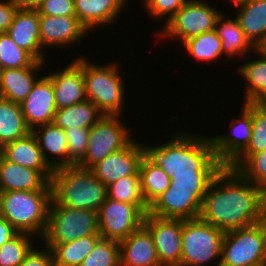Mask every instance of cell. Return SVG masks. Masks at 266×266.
<instances>
[{"label":"cell","instance_id":"cell-1","mask_svg":"<svg viewBox=\"0 0 266 266\" xmlns=\"http://www.w3.org/2000/svg\"><path fill=\"white\" fill-rule=\"evenodd\" d=\"M264 190L224 166L210 183L200 218L224 233L258 223Z\"/></svg>","mask_w":266,"mask_h":266},{"label":"cell","instance_id":"cell-2","mask_svg":"<svg viewBox=\"0 0 266 266\" xmlns=\"http://www.w3.org/2000/svg\"><path fill=\"white\" fill-rule=\"evenodd\" d=\"M182 130H176L162 145L149 146L142 142L144 156L160 166L170 179L174 174L219 173L224 165L215 155L210 136Z\"/></svg>","mask_w":266,"mask_h":266},{"label":"cell","instance_id":"cell-3","mask_svg":"<svg viewBox=\"0 0 266 266\" xmlns=\"http://www.w3.org/2000/svg\"><path fill=\"white\" fill-rule=\"evenodd\" d=\"M52 198L60 205L99 212L108 197L106 185L91 169L78 165L53 170Z\"/></svg>","mask_w":266,"mask_h":266},{"label":"cell","instance_id":"cell-4","mask_svg":"<svg viewBox=\"0 0 266 266\" xmlns=\"http://www.w3.org/2000/svg\"><path fill=\"white\" fill-rule=\"evenodd\" d=\"M51 201L52 190L2 191L0 216L18 232L42 238Z\"/></svg>","mask_w":266,"mask_h":266},{"label":"cell","instance_id":"cell-5","mask_svg":"<svg viewBox=\"0 0 266 266\" xmlns=\"http://www.w3.org/2000/svg\"><path fill=\"white\" fill-rule=\"evenodd\" d=\"M108 64H93L86 55H82L86 98L104 115H122L127 97L126 83L122 78L118 62Z\"/></svg>","mask_w":266,"mask_h":266},{"label":"cell","instance_id":"cell-6","mask_svg":"<svg viewBox=\"0 0 266 266\" xmlns=\"http://www.w3.org/2000/svg\"><path fill=\"white\" fill-rule=\"evenodd\" d=\"M99 233L98 212L60 206L53 198L42 242L52 250L56 245Z\"/></svg>","mask_w":266,"mask_h":266},{"label":"cell","instance_id":"cell-7","mask_svg":"<svg viewBox=\"0 0 266 266\" xmlns=\"http://www.w3.org/2000/svg\"><path fill=\"white\" fill-rule=\"evenodd\" d=\"M224 232L200 217L183 220L180 266H220Z\"/></svg>","mask_w":266,"mask_h":266},{"label":"cell","instance_id":"cell-8","mask_svg":"<svg viewBox=\"0 0 266 266\" xmlns=\"http://www.w3.org/2000/svg\"><path fill=\"white\" fill-rule=\"evenodd\" d=\"M220 266H266V236L259 222L224 233Z\"/></svg>","mask_w":266,"mask_h":266},{"label":"cell","instance_id":"cell-9","mask_svg":"<svg viewBox=\"0 0 266 266\" xmlns=\"http://www.w3.org/2000/svg\"><path fill=\"white\" fill-rule=\"evenodd\" d=\"M221 11L206 0H188L179 11L158 31L159 39L174 38L179 42L215 30ZM160 34V35H159Z\"/></svg>","mask_w":266,"mask_h":266},{"label":"cell","instance_id":"cell-10","mask_svg":"<svg viewBox=\"0 0 266 266\" xmlns=\"http://www.w3.org/2000/svg\"><path fill=\"white\" fill-rule=\"evenodd\" d=\"M122 115H103L95 123L89 133L85 157L79 167L91 169L108 155L126 147L135 137H131V129L122 123Z\"/></svg>","mask_w":266,"mask_h":266},{"label":"cell","instance_id":"cell-11","mask_svg":"<svg viewBox=\"0 0 266 266\" xmlns=\"http://www.w3.org/2000/svg\"><path fill=\"white\" fill-rule=\"evenodd\" d=\"M207 189L169 186L148 206V214L182 220L199 218Z\"/></svg>","mask_w":266,"mask_h":266},{"label":"cell","instance_id":"cell-12","mask_svg":"<svg viewBox=\"0 0 266 266\" xmlns=\"http://www.w3.org/2000/svg\"><path fill=\"white\" fill-rule=\"evenodd\" d=\"M144 217L136 204L107 197L98 212L99 233L104 239L121 241L143 225Z\"/></svg>","mask_w":266,"mask_h":266},{"label":"cell","instance_id":"cell-13","mask_svg":"<svg viewBox=\"0 0 266 266\" xmlns=\"http://www.w3.org/2000/svg\"><path fill=\"white\" fill-rule=\"evenodd\" d=\"M143 225L153 237L160 264L180 266L183 220L162 218L146 213Z\"/></svg>","mask_w":266,"mask_h":266},{"label":"cell","instance_id":"cell-14","mask_svg":"<svg viewBox=\"0 0 266 266\" xmlns=\"http://www.w3.org/2000/svg\"><path fill=\"white\" fill-rule=\"evenodd\" d=\"M242 105L240 117L229 122V133L210 136L215 155L224 166H229L247 148L251 140L252 103Z\"/></svg>","mask_w":266,"mask_h":266},{"label":"cell","instance_id":"cell-15","mask_svg":"<svg viewBox=\"0 0 266 266\" xmlns=\"http://www.w3.org/2000/svg\"><path fill=\"white\" fill-rule=\"evenodd\" d=\"M39 32L43 50L51 47L72 48L89 35L77 16L39 15Z\"/></svg>","mask_w":266,"mask_h":266},{"label":"cell","instance_id":"cell-16","mask_svg":"<svg viewBox=\"0 0 266 266\" xmlns=\"http://www.w3.org/2000/svg\"><path fill=\"white\" fill-rule=\"evenodd\" d=\"M133 139L123 149L108 155L91 170L108 188L115 181L128 175H139V165L144 156L142 143Z\"/></svg>","mask_w":266,"mask_h":266},{"label":"cell","instance_id":"cell-17","mask_svg":"<svg viewBox=\"0 0 266 266\" xmlns=\"http://www.w3.org/2000/svg\"><path fill=\"white\" fill-rule=\"evenodd\" d=\"M57 70V71H56ZM45 75L53 84L57 109L85 102L86 92L82 69V56L75 57L63 69Z\"/></svg>","mask_w":266,"mask_h":266},{"label":"cell","instance_id":"cell-18","mask_svg":"<svg viewBox=\"0 0 266 266\" xmlns=\"http://www.w3.org/2000/svg\"><path fill=\"white\" fill-rule=\"evenodd\" d=\"M42 75L26 99L20 103L26 125L31 131L53 122L57 111L53 84L45 73L42 72Z\"/></svg>","mask_w":266,"mask_h":266},{"label":"cell","instance_id":"cell-19","mask_svg":"<svg viewBox=\"0 0 266 266\" xmlns=\"http://www.w3.org/2000/svg\"><path fill=\"white\" fill-rule=\"evenodd\" d=\"M6 33L17 46L29 52L36 60L49 62L41 45L39 12L36 8L19 7Z\"/></svg>","mask_w":266,"mask_h":266},{"label":"cell","instance_id":"cell-20","mask_svg":"<svg viewBox=\"0 0 266 266\" xmlns=\"http://www.w3.org/2000/svg\"><path fill=\"white\" fill-rule=\"evenodd\" d=\"M119 245L120 266H162L153 237L144 225L119 241Z\"/></svg>","mask_w":266,"mask_h":266},{"label":"cell","instance_id":"cell-21","mask_svg":"<svg viewBox=\"0 0 266 266\" xmlns=\"http://www.w3.org/2000/svg\"><path fill=\"white\" fill-rule=\"evenodd\" d=\"M46 62L36 60L31 66L18 69H3L0 83V97L13 103L23 102L36 81L42 76L37 72L45 69ZM38 76V77H36Z\"/></svg>","mask_w":266,"mask_h":266},{"label":"cell","instance_id":"cell-22","mask_svg":"<svg viewBox=\"0 0 266 266\" xmlns=\"http://www.w3.org/2000/svg\"><path fill=\"white\" fill-rule=\"evenodd\" d=\"M130 0H74L75 12L82 25L93 33L98 26H109L120 18ZM127 3V4H126Z\"/></svg>","mask_w":266,"mask_h":266},{"label":"cell","instance_id":"cell-23","mask_svg":"<svg viewBox=\"0 0 266 266\" xmlns=\"http://www.w3.org/2000/svg\"><path fill=\"white\" fill-rule=\"evenodd\" d=\"M1 157L8 162L40 171L50 182L53 169L44 160L38 142L30 132L27 136L0 147Z\"/></svg>","mask_w":266,"mask_h":266},{"label":"cell","instance_id":"cell-24","mask_svg":"<svg viewBox=\"0 0 266 266\" xmlns=\"http://www.w3.org/2000/svg\"><path fill=\"white\" fill-rule=\"evenodd\" d=\"M0 188L2 191L52 190L51 182L40 171L8 162L2 157Z\"/></svg>","mask_w":266,"mask_h":266},{"label":"cell","instance_id":"cell-25","mask_svg":"<svg viewBox=\"0 0 266 266\" xmlns=\"http://www.w3.org/2000/svg\"><path fill=\"white\" fill-rule=\"evenodd\" d=\"M31 132L38 142L44 160L53 170L68 167V141L65 130L51 122L36 127Z\"/></svg>","mask_w":266,"mask_h":266},{"label":"cell","instance_id":"cell-26","mask_svg":"<svg viewBox=\"0 0 266 266\" xmlns=\"http://www.w3.org/2000/svg\"><path fill=\"white\" fill-rule=\"evenodd\" d=\"M234 7L238 11L234 17L245 36L256 49L260 48L266 41V0H242Z\"/></svg>","mask_w":266,"mask_h":266},{"label":"cell","instance_id":"cell-27","mask_svg":"<svg viewBox=\"0 0 266 266\" xmlns=\"http://www.w3.org/2000/svg\"><path fill=\"white\" fill-rule=\"evenodd\" d=\"M257 58L237 66L238 75L248 85L245 87L243 103H262L266 99V53L255 50ZM239 68V69H238Z\"/></svg>","mask_w":266,"mask_h":266},{"label":"cell","instance_id":"cell-28","mask_svg":"<svg viewBox=\"0 0 266 266\" xmlns=\"http://www.w3.org/2000/svg\"><path fill=\"white\" fill-rule=\"evenodd\" d=\"M224 12L217 18L215 30L222 41V52L225 58L243 59L250 53H254L256 48L245 36L236 18H228ZM225 16V17H224ZM227 17V19H225ZM252 50V51H251ZM248 53V54H247ZM237 56V57H235ZM244 56V57H243Z\"/></svg>","mask_w":266,"mask_h":266},{"label":"cell","instance_id":"cell-29","mask_svg":"<svg viewBox=\"0 0 266 266\" xmlns=\"http://www.w3.org/2000/svg\"><path fill=\"white\" fill-rule=\"evenodd\" d=\"M30 132L21 105L0 97V147L21 139Z\"/></svg>","mask_w":266,"mask_h":266},{"label":"cell","instance_id":"cell-30","mask_svg":"<svg viewBox=\"0 0 266 266\" xmlns=\"http://www.w3.org/2000/svg\"><path fill=\"white\" fill-rule=\"evenodd\" d=\"M103 113L91 102H85L57 109L53 122L63 130L72 127H92Z\"/></svg>","mask_w":266,"mask_h":266},{"label":"cell","instance_id":"cell-31","mask_svg":"<svg viewBox=\"0 0 266 266\" xmlns=\"http://www.w3.org/2000/svg\"><path fill=\"white\" fill-rule=\"evenodd\" d=\"M138 174L140 189L147 206L170 186L171 181L167 173L145 156L141 159Z\"/></svg>","mask_w":266,"mask_h":266},{"label":"cell","instance_id":"cell-32","mask_svg":"<svg viewBox=\"0 0 266 266\" xmlns=\"http://www.w3.org/2000/svg\"><path fill=\"white\" fill-rule=\"evenodd\" d=\"M101 238L95 234L56 245L52 249L55 266H79Z\"/></svg>","mask_w":266,"mask_h":266},{"label":"cell","instance_id":"cell-33","mask_svg":"<svg viewBox=\"0 0 266 266\" xmlns=\"http://www.w3.org/2000/svg\"><path fill=\"white\" fill-rule=\"evenodd\" d=\"M185 52L192 56L198 63L205 62L209 64L211 61L223 57L222 41L216 30L202 33L196 37L185 40L181 43ZM200 61V62H199Z\"/></svg>","mask_w":266,"mask_h":266},{"label":"cell","instance_id":"cell-34","mask_svg":"<svg viewBox=\"0 0 266 266\" xmlns=\"http://www.w3.org/2000/svg\"><path fill=\"white\" fill-rule=\"evenodd\" d=\"M228 167L266 190V149L251 156H238Z\"/></svg>","mask_w":266,"mask_h":266},{"label":"cell","instance_id":"cell-35","mask_svg":"<svg viewBox=\"0 0 266 266\" xmlns=\"http://www.w3.org/2000/svg\"><path fill=\"white\" fill-rule=\"evenodd\" d=\"M108 198L136 204L145 214L148 213V206L140 189L139 175H128L115 181L107 188Z\"/></svg>","mask_w":266,"mask_h":266},{"label":"cell","instance_id":"cell-36","mask_svg":"<svg viewBox=\"0 0 266 266\" xmlns=\"http://www.w3.org/2000/svg\"><path fill=\"white\" fill-rule=\"evenodd\" d=\"M34 238L31 234L18 232L4 243L0 247V266H19L34 247Z\"/></svg>","mask_w":266,"mask_h":266},{"label":"cell","instance_id":"cell-37","mask_svg":"<svg viewBox=\"0 0 266 266\" xmlns=\"http://www.w3.org/2000/svg\"><path fill=\"white\" fill-rule=\"evenodd\" d=\"M36 59L17 46L7 33H0V64L3 69H18L31 66Z\"/></svg>","mask_w":266,"mask_h":266},{"label":"cell","instance_id":"cell-38","mask_svg":"<svg viewBox=\"0 0 266 266\" xmlns=\"http://www.w3.org/2000/svg\"><path fill=\"white\" fill-rule=\"evenodd\" d=\"M79 266H120L119 241L101 238Z\"/></svg>","mask_w":266,"mask_h":266},{"label":"cell","instance_id":"cell-39","mask_svg":"<svg viewBox=\"0 0 266 266\" xmlns=\"http://www.w3.org/2000/svg\"><path fill=\"white\" fill-rule=\"evenodd\" d=\"M266 149V106L252 103V135L247 148L239 156H251Z\"/></svg>","mask_w":266,"mask_h":266},{"label":"cell","instance_id":"cell-40","mask_svg":"<svg viewBox=\"0 0 266 266\" xmlns=\"http://www.w3.org/2000/svg\"><path fill=\"white\" fill-rule=\"evenodd\" d=\"M90 129L91 127L65 129L68 141V166L78 165L85 157Z\"/></svg>","mask_w":266,"mask_h":266},{"label":"cell","instance_id":"cell-41","mask_svg":"<svg viewBox=\"0 0 266 266\" xmlns=\"http://www.w3.org/2000/svg\"><path fill=\"white\" fill-rule=\"evenodd\" d=\"M188 0H143L146 11L152 19H165V24L179 11ZM166 21V22H165Z\"/></svg>","mask_w":266,"mask_h":266},{"label":"cell","instance_id":"cell-42","mask_svg":"<svg viewBox=\"0 0 266 266\" xmlns=\"http://www.w3.org/2000/svg\"><path fill=\"white\" fill-rule=\"evenodd\" d=\"M218 173L174 174L170 186L184 188H208Z\"/></svg>","mask_w":266,"mask_h":266},{"label":"cell","instance_id":"cell-43","mask_svg":"<svg viewBox=\"0 0 266 266\" xmlns=\"http://www.w3.org/2000/svg\"><path fill=\"white\" fill-rule=\"evenodd\" d=\"M36 9L39 15L76 16L74 0H44Z\"/></svg>","mask_w":266,"mask_h":266},{"label":"cell","instance_id":"cell-44","mask_svg":"<svg viewBox=\"0 0 266 266\" xmlns=\"http://www.w3.org/2000/svg\"><path fill=\"white\" fill-rule=\"evenodd\" d=\"M41 248L34 245L19 266H55L52 250L45 246Z\"/></svg>","mask_w":266,"mask_h":266},{"label":"cell","instance_id":"cell-45","mask_svg":"<svg viewBox=\"0 0 266 266\" xmlns=\"http://www.w3.org/2000/svg\"><path fill=\"white\" fill-rule=\"evenodd\" d=\"M20 4L17 0H0V33H6Z\"/></svg>","mask_w":266,"mask_h":266},{"label":"cell","instance_id":"cell-46","mask_svg":"<svg viewBox=\"0 0 266 266\" xmlns=\"http://www.w3.org/2000/svg\"><path fill=\"white\" fill-rule=\"evenodd\" d=\"M18 231L2 216H0V247L14 237Z\"/></svg>","mask_w":266,"mask_h":266},{"label":"cell","instance_id":"cell-47","mask_svg":"<svg viewBox=\"0 0 266 266\" xmlns=\"http://www.w3.org/2000/svg\"><path fill=\"white\" fill-rule=\"evenodd\" d=\"M259 223L261 224L266 236V190H264L261 202Z\"/></svg>","mask_w":266,"mask_h":266},{"label":"cell","instance_id":"cell-48","mask_svg":"<svg viewBox=\"0 0 266 266\" xmlns=\"http://www.w3.org/2000/svg\"><path fill=\"white\" fill-rule=\"evenodd\" d=\"M44 0H17L20 4V7H31L36 8Z\"/></svg>","mask_w":266,"mask_h":266},{"label":"cell","instance_id":"cell-49","mask_svg":"<svg viewBox=\"0 0 266 266\" xmlns=\"http://www.w3.org/2000/svg\"><path fill=\"white\" fill-rule=\"evenodd\" d=\"M260 49H261L264 53H266V41H265V43L260 47Z\"/></svg>","mask_w":266,"mask_h":266},{"label":"cell","instance_id":"cell-50","mask_svg":"<svg viewBox=\"0 0 266 266\" xmlns=\"http://www.w3.org/2000/svg\"><path fill=\"white\" fill-rule=\"evenodd\" d=\"M228 1V0H227ZM242 0H229L230 3H232L233 5L236 3L241 2Z\"/></svg>","mask_w":266,"mask_h":266},{"label":"cell","instance_id":"cell-51","mask_svg":"<svg viewBox=\"0 0 266 266\" xmlns=\"http://www.w3.org/2000/svg\"><path fill=\"white\" fill-rule=\"evenodd\" d=\"M2 72H3V67H2L1 64H0V83H1Z\"/></svg>","mask_w":266,"mask_h":266},{"label":"cell","instance_id":"cell-52","mask_svg":"<svg viewBox=\"0 0 266 266\" xmlns=\"http://www.w3.org/2000/svg\"><path fill=\"white\" fill-rule=\"evenodd\" d=\"M1 195H2V190L0 188V205H1Z\"/></svg>","mask_w":266,"mask_h":266},{"label":"cell","instance_id":"cell-53","mask_svg":"<svg viewBox=\"0 0 266 266\" xmlns=\"http://www.w3.org/2000/svg\"><path fill=\"white\" fill-rule=\"evenodd\" d=\"M262 104H264L266 106V99L262 102Z\"/></svg>","mask_w":266,"mask_h":266}]
</instances>
